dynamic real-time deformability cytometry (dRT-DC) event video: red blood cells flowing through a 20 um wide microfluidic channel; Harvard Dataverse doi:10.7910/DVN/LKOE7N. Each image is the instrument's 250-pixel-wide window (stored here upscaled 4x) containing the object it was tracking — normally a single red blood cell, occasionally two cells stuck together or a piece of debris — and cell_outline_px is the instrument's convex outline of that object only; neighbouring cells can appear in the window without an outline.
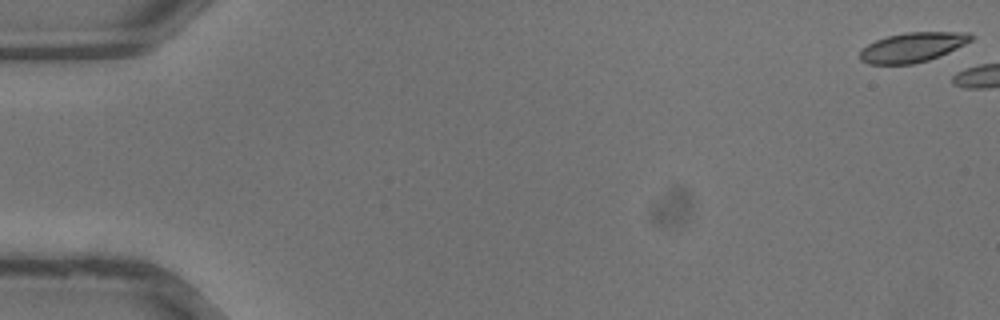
{"species": "common noctule bat (a hibernating species)", "species_latin": "Nyctalus noctula", "temperature_condition": "warm", "stored_images_in_passage": 17, "camera_frame_rate_fps": 3000, "um_per_image_px": 0.085, "animal": {"sex": "male", "body_mass_g": 13.3}, "frame": {"image": 1, "passage_image": 1, "time_ms": 0.0, "image_size_px": [1000, 320], "cell_outline_px": [[972, 40], [940, 56], [928, 60], [912, 64], [868, 64], [860, 60], [860, 52], [868, 44], [876, 40], [888, 36], [904, 32], [968, 32], [972, 36]], "centroid_in_image_um": [77.55, 4.02], "position_along_channel_um": 7.4, "area_um2": 19.02}}
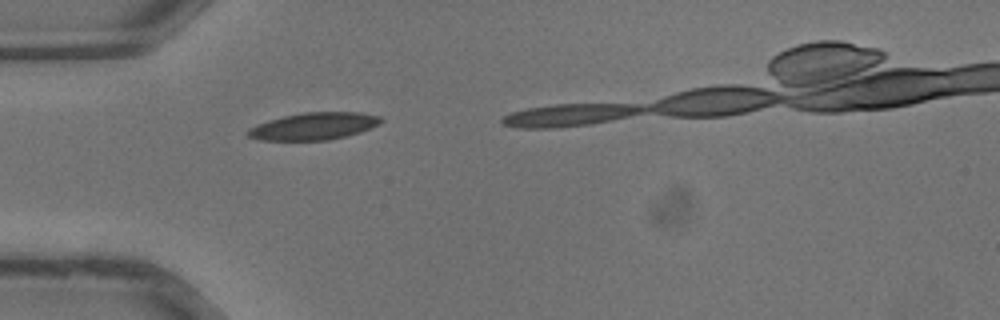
{"frame": {"image": 2, "passage_image": 12, "time_ms": 3.667, "image_size_px": [1000, 320], "cell_outline_px": [[384, 120], [380, 124], [360, 132], [328, 140], [260, 140], [248, 136], [248, 128], [268, 120], [284, 116], [304, 112], [360, 112], [380, 116]], "centroid_in_image_um": [26.7, 10.72], "position_along_channel_um": 58.3, "area_um2": 20.98}}
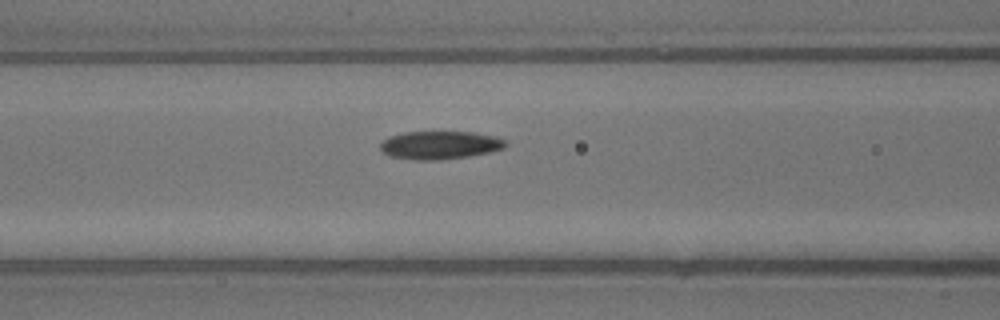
{"frame": {"image": 3, "passage_image": 16, "time_ms": 5.0, "image_size_px": [1000, 320], "cell_outline_px": [[504, 148], [488, 152], [468, 156], [436, 160], [412, 160], [392, 156], [384, 152], [380, 148], [380, 144], [384, 140], [392, 136], [404, 132], [472, 132], [492, 136], [504, 140]], "centroid_in_image_um": [37.35, 12.33], "position_along_channel_um": 129.2, "area_um2": 20.06}}